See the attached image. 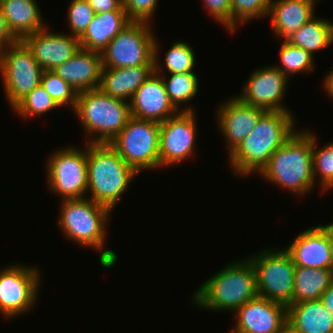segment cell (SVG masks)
I'll use <instances>...</instances> for the list:
<instances>
[{
  "mask_svg": "<svg viewBox=\"0 0 333 333\" xmlns=\"http://www.w3.org/2000/svg\"><path fill=\"white\" fill-rule=\"evenodd\" d=\"M60 202L57 224L64 238L75 242L78 247L91 248L100 253L98 263L104 269L116 266L117 253L106 247L112 211L90 198L64 199Z\"/></svg>",
  "mask_w": 333,
  "mask_h": 333,
  "instance_id": "6da1fadb",
  "label": "cell"
},
{
  "mask_svg": "<svg viewBox=\"0 0 333 333\" xmlns=\"http://www.w3.org/2000/svg\"><path fill=\"white\" fill-rule=\"evenodd\" d=\"M295 119L293 113L266 111L251 133L228 156L232 175L244 179L259 174L273 153L298 130Z\"/></svg>",
  "mask_w": 333,
  "mask_h": 333,
  "instance_id": "7a4b0ae2",
  "label": "cell"
},
{
  "mask_svg": "<svg viewBox=\"0 0 333 333\" xmlns=\"http://www.w3.org/2000/svg\"><path fill=\"white\" fill-rule=\"evenodd\" d=\"M192 294L191 302L200 310L233 314L258 296L253 265L247 257L233 260L209 276Z\"/></svg>",
  "mask_w": 333,
  "mask_h": 333,
  "instance_id": "3957f363",
  "label": "cell"
},
{
  "mask_svg": "<svg viewBox=\"0 0 333 333\" xmlns=\"http://www.w3.org/2000/svg\"><path fill=\"white\" fill-rule=\"evenodd\" d=\"M266 183L300 197L313 192L312 130L303 128L270 157L258 174Z\"/></svg>",
  "mask_w": 333,
  "mask_h": 333,
  "instance_id": "277c9868",
  "label": "cell"
},
{
  "mask_svg": "<svg viewBox=\"0 0 333 333\" xmlns=\"http://www.w3.org/2000/svg\"><path fill=\"white\" fill-rule=\"evenodd\" d=\"M87 198L109 208L120 204L138 174L106 143H87Z\"/></svg>",
  "mask_w": 333,
  "mask_h": 333,
  "instance_id": "5b68a950",
  "label": "cell"
},
{
  "mask_svg": "<svg viewBox=\"0 0 333 333\" xmlns=\"http://www.w3.org/2000/svg\"><path fill=\"white\" fill-rule=\"evenodd\" d=\"M73 112L84 128L86 143L110 144L131 117L128 102L113 98L100 88L79 92Z\"/></svg>",
  "mask_w": 333,
  "mask_h": 333,
  "instance_id": "8992f818",
  "label": "cell"
},
{
  "mask_svg": "<svg viewBox=\"0 0 333 333\" xmlns=\"http://www.w3.org/2000/svg\"><path fill=\"white\" fill-rule=\"evenodd\" d=\"M44 163L49 192L61 199L87 198V143L82 148L70 145L55 148Z\"/></svg>",
  "mask_w": 333,
  "mask_h": 333,
  "instance_id": "52a82bcc",
  "label": "cell"
},
{
  "mask_svg": "<svg viewBox=\"0 0 333 333\" xmlns=\"http://www.w3.org/2000/svg\"><path fill=\"white\" fill-rule=\"evenodd\" d=\"M256 275L257 294L280 304H292L296 265L285 248H264L247 256Z\"/></svg>",
  "mask_w": 333,
  "mask_h": 333,
  "instance_id": "ba28073f",
  "label": "cell"
},
{
  "mask_svg": "<svg viewBox=\"0 0 333 333\" xmlns=\"http://www.w3.org/2000/svg\"><path fill=\"white\" fill-rule=\"evenodd\" d=\"M160 123L130 117L110 145L137 174L159 169Z\"/></svg>",
  "mask_w": 333,
  "mask_h": 333,
  "instance_id": "9c48e42d",
  "label": "cell"
},
{
  "mask_svg": "<svg viewBox=\"0 0 333 333\" xmlns=\"http://www.w3.org/2000/svg\"><path fill=\"white\" fill-rule=\"evenodd\" d=\"M39 268L10 263L0 269V314L4 320L24 316L36 308L43 281Z\"/></svg>",
  "mask_w": 333,
  "mask_h": 333,
  "instance_id": "30bf717a",
  "label": "cell"
},
{
  "mask_svg": "<svg viewBox=\"0 0 333 333\" xmlns=\"http://www.w3.org/2000/svg\"><path fill=\"white\" fill-rule=\"evenodd\" d=\"M152 29V24L131 21L100 53L102 68L154 66L157 34Z\"/></svg>",
  "mask_w": 333,
  "mask_h": 333,
  "instance_id": "8fae6325",
  "label": "cell"
},
{
  "mask_svg": "<svg viewBox=\"0 0 333 333\" xmlns=\"http://www.w3.org/2000/svg\"><path fill=\"white\" fill-rule=\"evenodd\" d=\"M43 71L23 41L0 49L1 82L11 109L41 84Z\"/></svg>",
  "mask_w": 333,
  "mask_h": 333,
  "instance_id": "7c38bea8",
  "label": "cell"
},
{
  "mask_svg": "<svg viewBox=\"0 0 333 333\" xmlns=\"http://www.w3.org/2000/svg\"><path fill=\"white\" fill-rule=\"evenodd\" d=\"M196 111H181L160 123L159 169L186 162L197 151Z\"/></svg>",
  "mask_w": 333,
  "mask_h": 333,
  "instance_id": "4fadbf2b",
  "label": "cell"
},
{
  "mask_svg": "<svg viewBox=\"0 0 333 333\" xmlns=\"http://www.w3.org/2000/svg\"><path fill=\"white\" fill-rule=\"evenodd\" d=\"M263 67L255 68L249 74L248 80L242 85V92L235 96L246 104L266 111L292 113L293 111L283 104L289 79L274 65Z\"/></svg>",
  "mask_w": 333,
  "mask_h": 333,
  "instance_id": "5bb4252c",
  "label": "cell"
},
{
  "mask_svg": "<svg viewBox=\"0 0 333 333\" xmlns=\"http://www.w3.org/2000/svg\"><path fill=\"white\" fill-rule=\"evenodd\" d=\"M232 316L235 325L229 333H282L287 328V307L260 296L246 302Z\"/></svg>",
  "mask_w": 333,
  "mask_h": 333,
  "instance_id": "9a60e30c",
  "label": "cell"
},
{
  "mask_svg": "<svg viewBox=\"0 0 333 333\" xmlns=\"http://www.w3.org/2000/svg\"><path fill=\"white\" fill-rule=\"evenodd\" d=\"M228 100L216 108V125L225 139L228 156L251 133L252 129L266 112L262 108L251 106L237 96H229Z\"/></svg>",
  "mask_w": 333,
  "mask_h": 333,
  "instance_id": "2e32d148",
  "label": "cell"
},
{
  "mask_svg": "<svg viewBox=\"0 0 333 333\" xmlns=\"http://www.w3.org/2000/svg\"><path fill=\"white\" fill-rule=\"evenodd\" d=\"M44 29L26 36L22 41L32 51L34 59L44 71H52L80 49L79 38L64 32ZM50 29V30H49Z\"/></svg>",
  "mask_w": 333,
  "mask_h": 333,
  "instance_id": "e0dca14e",
  "label": "cell"
},
{
  "mask_svg": "<svg viewBox=\"0 0 333 333\" xmlns=\"http://www.w3.org/2000/svg\"><path fill=\"white\" fill-rule=\"evenodd\" d=\"M129 104L132 117L157 123L179 112L169 100L161 75L155 71L135 91Z\"/></svg>",
  "mask_w": 333,
  "mask_h": 333,
  "instance_id": "ac0fdd59",
  "label": "cell"
},
{
  "mask_svg": "<svg viewBox=\"0 0 333 333\" xmlns=\"http://www.w3.org/2000/svg\"><path fill=\"white\" fill-rule=\"evenodd\" d=\"M285 249L296 266L331 269L328 224H319L300 232Z\"/></svg>",
  "mask_w": 333,
  "mask_h": 333,
  "instance_id": "d6986e66",
  "label": "cell"
},
{
  "mask_svg": "<svg viewBox=\"0 0 333 333\" xmlns=\"http://www.w3.org/2000/svg\"><path fill=\"white\" fill-rule=\"evenodd\" d=\"M52 72L66 81L77 93L100 87L102 61L97 51L80 48L71 59Z\"/></svg>",
  "mask_w": 333,
  "mask_h": 333,
  "instance_id": "ffe728a7",
  "label": "cell"
},
{
  "mask_svg": "<svg viewBox=\"0 0 333 333\" xmlns=\"http://www.w3.org/2000/svg\"><path fill=\"white\" fill-rule=\"evenodd\" d=\"M322 0H271L268 16L271 31L280 40H287L315 16Z\"/></svg>",
  "mask_w": 333,
  "mask_h": 333,
  "instance_id": "44dd1931",
  "label": "cell"
},
{
  "mask_svg": "<svg viewBox=\"0 0 333 333\" xmlns=\"http://www.w3.org/2000/svg\"><path fill=\"white\" fill-rule=\"evenodd\" d=\"M286 324L291 333H333V315L320 299L288 305Z\"/></svg>",
  "mask_w": 333,
  "mask_h": 333,
  "instance_id": "7402d4cb",
  "label": "cell"
},
{
  "mask_svg": "<svg viewBox=\"0 0 333 333\" xmlns=\"http://www.w3.org/2000/svg\"><path fill=\"white\" fill-rule=\"evenodd\" d=\"M0 6L10 32L19 41L49 25L37 0H0Z\"/></svg>",
  "mask_w": 333,
  "mask_h": 333,
  "instance_id": "603a6c76",
  "label": "cell"
},
{
  "mask_svg": "<svg viewBox=\"0 0 333 333\" xmlns=\"http://www.w3.org/2000/svg\"><path fill=\"white\" fill-rule=\"evenodd\" d=\"M154 71V66L102 68L99 88L113 98L130 103L135 91Z\"/></svg>",
  "mask_w": 333,
  "mask_h": 333,
  "instance_id": "cb8c5ba5",
  "label": "cell"
},
{
  "mask_svg": "<svg viewBox=\"0 0 333 333\" xmlns=\"http://www.w3.org/2000/svg\"><path fill=\"white\" fill-rule=\"evenodd\" d=\"M130 22L125 11L96 13L79 38L80 48L101 53Z\"/></svg>",
  "mask_w": 333,
  "mask_h": 333,
  "instance_id": "d4e9b609",
  "label": "cell"
},
{
  "mask_svg": "<svg viewBox=\"0 0 333 333\" xmlns=\"http://www.w3.org/2000/svg\"><path fill=\"white\" fill-rule=\"evenodd\" d=\"M287 41L308 51L315 58L316 53L333 44V23L327 18L315 15Z\"/></svg>",
  "mask_w": 333,
  "mask_h": 333,
  "instance_id": "484cf974",
  "label": "cell"
},
{
  "mask_svg": "<svg viewBox=\"0 0 333 333\" xmlns=\"http://www.w3.org/2000/svg\"><path fill=\"white\" fill-rule=\"evenodd\" d=\"M332 282L333 271L331 269L296 266L292 304L320 299L322 293Z\"/></svg>",
  "mask_w": 333,
  "mask_h": 333,
  "instance_id": "4316f807",
  "label": "cell"
},
{
  "mask_svg": "<svg viewBox=\"0 0 333 333\" xmlns=\"http://www.w3.org/2000/svg\"><path fill=\"white\" fill-rule=\"evenodd\" d=\"M155 38L154 42V69L157 74H163L166 70V74H177V73H192L195 72L196 65V53L189 43L186 41H175L172 46L168 48L165 53L166 56L164 63L161 65V57L159 39ZM165 69H164V68ZM164 69V70H163Z\"/></svg>",
  "mask_w": 333,
  "mask_h": 333,
  "instance_id": "83f0119b",
  "label": "cell"
},
{
  "mask_svg": "<svg viewBox=\"0 0 333 333\" xmlns=\"http://www.w3.org/2000/svg\"><path fill=\"white\" fill-rule=\"evenodd\" d=\"M159 75L164 81L170 102L179 112L196 111L195 107L189 106V102H192L200 91L199 76L196 72Z\"/></svg>",
  "mask_w": 333,
  "mask_h": 333,
  "instance_id": "f1b7e54d",
  "label": "cell"
},
{
  "mask_svg": "<svg viewBox=\"0 0 333 333\" xmlns=\"http://www.w3.org/2000/svg\"><path fill=\"white\" fill-rule=\"evenodd\" d=\"M278 57L280 59L279 63L274 66L289 80L291 79L290 77L293 75L296 76L299 73H313L317 66L314 64L315 58L308 51L292 45L287 40H281Z\"/></svg>",
  "mask_w": 333,
  "mask_h": 333,
  "instance_id": "f546056e",
  "label": "cell"
},
{
  "mask_svg": "<svg viewBox=\"0 0 333 333\" xmlns=\"http://www.w3.org/2000/svg\"><path fill=\"white\" fill-rule=\"evenodd\" d=\"M318 138L312 130L313 176L319 191L325 194L333 190V141L319 148Z\"/></svg>",
  "mask_w": 333,
  "mask_h": 333,
  "instance_id": "4dcf8cb0",
  "label": "cell"
},
{
  "mask_svg": "<svg viewBox=\"0 0 333 333\" xmlns=\"http://www.w3.org/2000/svg\"><path fill=\"white\" fill-rule=\"evenodd\" d=\"M58 108L60 109L45 88L39 84L12 108V112L21 119L30 121L36 116L40 117Z\"/></svg>",
  "mask_w": 333,
  "mask_h": 333,
  "instance_id": "1f68e13d",
  "label": "cell"
},
{
  "mask_svg": "<svg viewBox=\"0 0 333 333\" xmlns=\"http://www.w3.org/2000/svg\"><path fill=\"white\" fill-rule=\"evenodd\" d=\"M270 4L271 0H231V34L248 22L267 18Z\"/></svg>",
  "mask_w": 333,
  "mask_h": 333,
  "instance_id": "d6a6232c",
  "label": "cell"
},
{
  "mask_svg": "<svg viewBox=\"0 0 333 333\" xmlns=\"http://www.w3.org/2000/svg\"><path fill=\"white\" fill-rule=\"evenodd\" d=\"M41 85L60 108L74 110L78 93L60 76L52 71H43Z\"/></svg>",
  "mask_w": 333,
  "mask_h": 333,
  "instance_id": "836d02e7",
  "label": "cell"
},
{
  "mask_svg": "<svg viewBox=\"0 0 333 333\" xmlns=\"http://www.w3.org/2000/svg\"><path fill=\"white\" fill-rule=\"evenodd\" d=\"M69 34L80 38L96 14L86 0H70L66 12Z\"/></svg>",
  "mask_w": 333,
  "mask_h": 333,
  "instance_id": "e575fe53",
  "label": "cell"
},
{
  "mask_svg": "<svg viewBox=\"0 0 333 333\" xmlns=\"http://www.w3.org/2000/svg\"><path fill=\"white\" fill-rule=\"evenodd\" d=\"M159 0H122V6L130 21L152 24ZM151 22V23H150Z\"/></svg>",
  "mask_w": 333,
  "mask_h": 333,
  "instance_id": "d590c367",
  "label": "cell"
},
{
  "mask_svg": "<svg viewBox=\"0 0 333 333\" xmlns=\"http://www.w3.org/2000/svg\"><path fill=\"white\" fill-rule=\"evenodd\" d=\"M213 21L218 22L231 34V0H202Z\"/></svg>",
  "mask_w": 333,
  "mask_h": 333,
  "instance_id": "8d00e7d4",
  "label": "cell"
},
{
  "mask_svg": "<svg viewBox=\"0 0 333 333\" xmlns=\"http://www.w3.org/2000/svg\"><path fill=\"white\" fill-rule=\"evenodd\" d=\"M95 13L125 11L122 0H86Z\"/></svg>",
  "mask_w": 333,
  "mask_h": 333,
  "instance_id": "74e56055",
  "label": "cell"
},
{
  "mask_svg": "<svg viewBox=\"0 0 333 333\" xmlns=\"http://www.w3.org/2000/svg\"><path fill=\"white\" fill-rule=\"evenodd\" d=\"M18 40L10 32L3 10L0 6V49L16 43Z\"/></svg>",
  "mask_w": 333,
  "mask_h": 333,
  "instance_id": "f35d334b",
  "label": "cell"
},
{
  "mask_svg": "<svg viewBox=\"0 0 333 333\" xmlns=\"http://www.w3.org/2000/svg\"><path fill=\"white\" fill-rule=\"evenodd\" d=\"M320 300L323 302L324 306L333 315V282L330 286L322 293Z\"/></svg>",
  "mask_w": 333,
  "mask_h": 333,
  "instance_id": "ab89813d",
  "label": "cell"
},
{
  "mask_svg": "<svg viewBox=\"0 0 333 333\" xmlns=\"http://www.w3.org/2000/svg\"><path fill=\"white\" fill-rule=\"evenodd\" d=\"M329 71L328 74L325 75L323 79V87L325 88L324 91L328 95L330 100H333V68Z\"/></svg>",
  "mask_w": 333,
  "mask_h": 333,
  "instance_id": "60d3db41",
  "label": "cell"
},
{
  "mask_svg": "<svg viewBox=\"0 0 333 333\" xmlns=\"http://www.w3.org/2000/svg\"><path fill=\"white\" fill-rule=\"evenodd\" d=\"M328 237L330 242L331 270L333 271V222L328 223Z\"/></svg>",
  "mask_w": 333,
  "mask_h": 333,
  "instance_id": "b9f144b4",
  "label": "cell"
},
{
  "mask_svg": "<svg viewBox=\"0 0 333 333\" xmlns=\"http://www.w3.org/2000/svg\"><path fill=\"white\" fill-rule=\"evenodd\" d=\"M282 333H291L287 328Z\"/></svg>",
  "mask_w": 333,
  "mask_h": 333,
  "instance_id": "7bdbcfd3",
  "label": "cell"
}]
</instances>
